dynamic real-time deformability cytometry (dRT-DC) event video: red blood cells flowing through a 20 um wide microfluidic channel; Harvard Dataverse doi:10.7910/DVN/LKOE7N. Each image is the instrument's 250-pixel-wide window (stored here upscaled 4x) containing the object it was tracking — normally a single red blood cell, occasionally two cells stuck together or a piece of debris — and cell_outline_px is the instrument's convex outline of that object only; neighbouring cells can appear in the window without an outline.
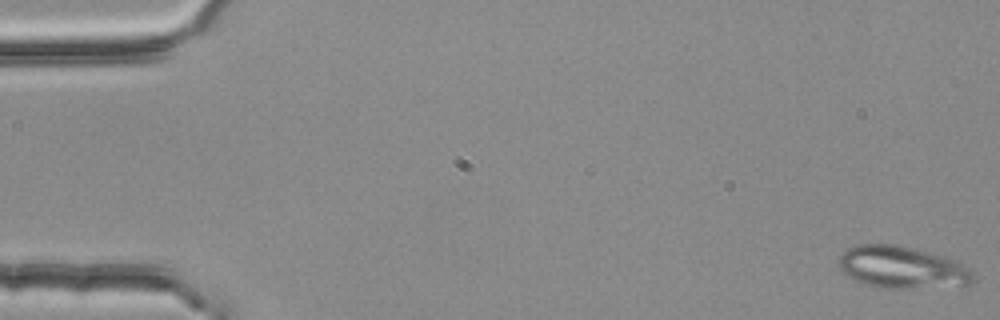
{"species": "common noctule bat (a hibernating species)", "species_latin": "Nyctalus noctula", "temperature_condition": "room temperature", "stored_images_in_passage": 4, "camera_frame_rate_fps": 3000, "um_per_image_px": 0.085, "animal": {"sex": "female", "body_mass_g": 25.1}, "frame": {"image": 1, "passage_image": 1, "time_ms": 0.0, "image_size_px": [1000, 320], "cell_outline_px": [[976, 280], [972, 284], [912, 288], [884, 288], [868, 284], [856, 280], [844, 272], [836, 264], [844, 248], [852, 244], [900, 244], [944, 256], [968, 268], [972, 272]], "centroid_in_image_um": [76.63, 22.7], "position_along_channel_um": 8.4, "area_um2": 33.0}}